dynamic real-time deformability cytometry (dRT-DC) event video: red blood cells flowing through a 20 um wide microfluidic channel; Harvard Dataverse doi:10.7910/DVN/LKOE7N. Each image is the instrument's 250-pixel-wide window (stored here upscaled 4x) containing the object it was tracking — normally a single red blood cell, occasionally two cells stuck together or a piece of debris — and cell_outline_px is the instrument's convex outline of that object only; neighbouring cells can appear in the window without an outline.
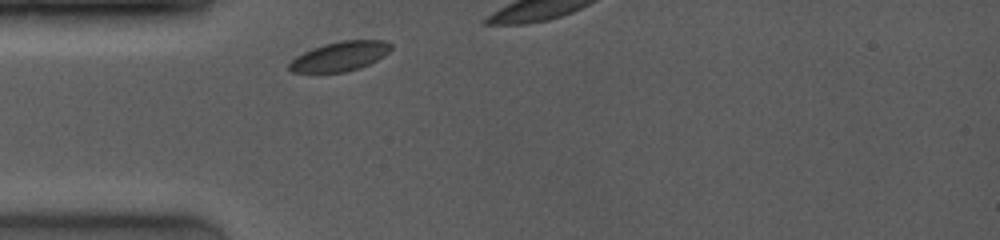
{"species": "common noctule bat (a hibernating species)", "species_latin": "Nyctalus noctula", "temperature_condition": "room temperature", "stored_images_in_passage": 5, "camera_frame_rate_fps": 4000, "um_per_image_px": 0.085, "animal": {"sex": "female", "body_mass_g": 19.0, "forearm_length_mm": 53.3}, "frame": {"image": 1, "passage_image": 1, "time_ms": 0.0, "image_size_px": [1000, 240], "cell_outline_px": [[392, 48], [384, 56], [360, 68], [344, 72], [292, 72], [288, 68], [288, 64], [296, 56], [312, 48], [324, 44], [340, 40], [384, 40], [392, 44]], "centroid_in_image_um": [28.9, 4.78], "position_along_channel_um": 56.1, "area_um2": 17.46}}